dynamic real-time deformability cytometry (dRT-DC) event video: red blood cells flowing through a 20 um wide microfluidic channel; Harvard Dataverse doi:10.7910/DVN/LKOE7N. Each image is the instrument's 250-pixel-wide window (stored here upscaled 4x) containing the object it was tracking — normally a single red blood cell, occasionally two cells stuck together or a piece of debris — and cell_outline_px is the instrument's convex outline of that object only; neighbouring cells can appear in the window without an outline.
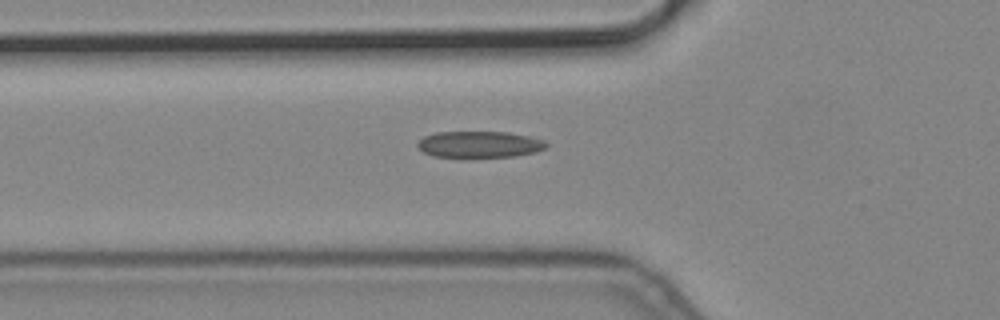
{"species": "common noctule bat (a hibernating species)", "species_latin": "Nyctalus noctula", "temperature_condition": "cold", "stored_images_in_passage": 6, "camera_frame_rate_fps": 3000, "um_per_image_px": 0.085, "animal": {"sex": "male", "body_mass_g": 19.2, "forearm_length_mm": 51.8}, "frame": {"image": 1, "passage_image": 6, "time_ms": 1.667, "image_size_px": [1000, 320], "cell_outline_px": [[548, 144], [544, 148], [536, 152], [516, 156], [432, 156], [424, 152], [416, 144], [424, 136], [436, 132], [508, 132], [528, 136], [544, 140]], "centroid_in_image_um": [40.77, 12.26], "position_along_channel_um": 85.0, "area_um2": 19.48}}